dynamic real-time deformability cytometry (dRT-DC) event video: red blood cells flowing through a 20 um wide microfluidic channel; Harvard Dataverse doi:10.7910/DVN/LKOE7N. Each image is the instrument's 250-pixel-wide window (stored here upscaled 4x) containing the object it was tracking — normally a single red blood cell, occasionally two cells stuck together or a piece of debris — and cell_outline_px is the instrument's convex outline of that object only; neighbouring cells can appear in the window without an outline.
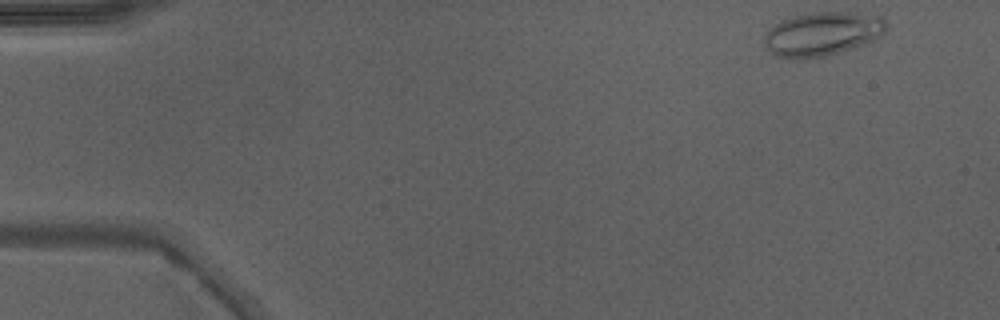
{"species": "Egyptian fruit bat (a non-hibernating species)", "species_latin": "Rousettus aegyptiacus", "temperature_condition": "warm", "stored_images_in_passage": 46, "camera_frame_rate_fps": 3000, "um_per_image_px": 0.085, "animal": {"sex": "male"}, "frame": {"image": 1, "passage_image": 1, "time_ms": 0.0, "image_size_px": [1000, 320], "cell_outline_px": [[888, 28], [880, 36], [864, 44], [852, 48], [824, 56], [776, 56], [764, 44], [764, 36], [780, 20], [812, 12], [848, 12], [880, 16], [884, 20]], "centroid_in_image_um": [69.95, 2.84], "position_along_channel_um": 15.1, "area_um2": 30.23}}
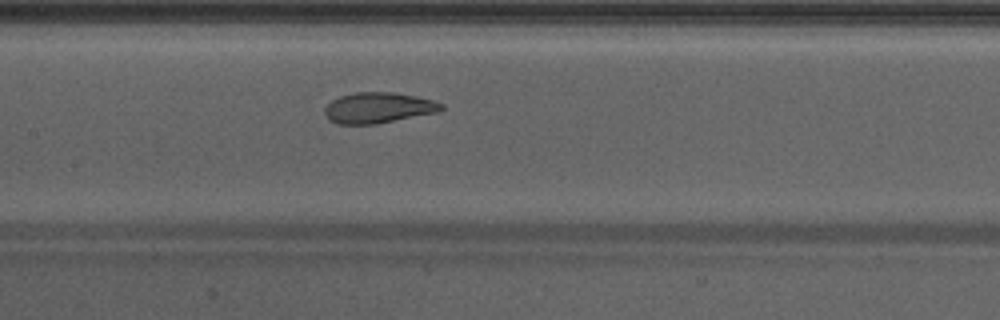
{"frame": {"image": 2, "passage_image": 21, "time_ms": 6.667, "image_size_px": [1000, 320], "cell_outline_px": [[444, 108], [440, 112], [376, 124], [336, 124], [328, 120], [324, 112], [324, 108], [332, 100], [340, 96], [356, 92], [392, 92], [416, 96], [432, 100], [444, 104]], "centroid_in_image_um": [32.16, 9.17], "position_along_channel_um": 175.2, "area_um2": 21.04}}
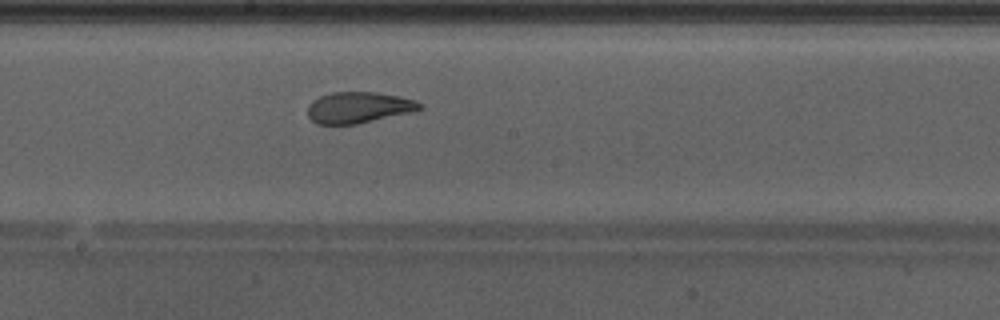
{"frame": {"image": 3, "passage_image": 24, "time_ms": 7.667, "image_size_px": [1000, 320], "cell_outline_px": [[424, 108], [416, 112], [356, 124], [316, 124], [308, 116], [308, 104], [312, 100], [320, 96], [332, 92], [376, 92], [416, 100], [424, 104]], "centroid_in_image_um": [30.53, 9.14], "position_along_channel_um": 217.7, "area_um2": 20.63}, "authors_computed_cell_mechanics": {"area_um2": 22.9177, "velocity_mm_per_s": 4.2635, "shape_relaxation_time_tau1_ms": 6.4094, "shape_relaxation_time_tau2_ms": 1.4538, "deformation_change_tau1": 0.1851, "deformation_change_tau2": 0.0876}}